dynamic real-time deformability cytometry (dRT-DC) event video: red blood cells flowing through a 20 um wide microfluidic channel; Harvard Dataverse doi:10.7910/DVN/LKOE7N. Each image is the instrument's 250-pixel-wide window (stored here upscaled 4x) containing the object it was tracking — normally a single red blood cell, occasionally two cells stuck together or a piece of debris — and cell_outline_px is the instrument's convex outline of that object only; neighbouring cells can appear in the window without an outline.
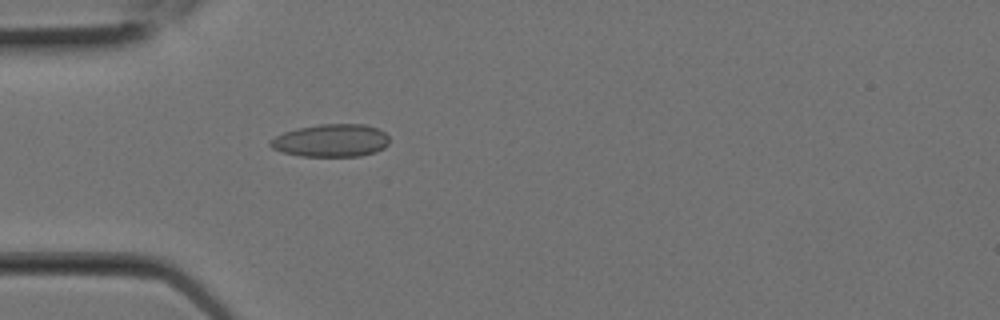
{"species": "Egyptian fruit bat (a non-hibernating species)", "species_latin": "Rousettus aegyptiacus", "temperature_condition": "room temperature", "stored_images_in_passage": 1, "camera_frame_rate_fps": 3000, "um_per_image_px": 0.085, "animal": {"sex": "female"}, "frame": {"image": 1, "passage_image": 1, "time_ms": 0.0, "image_size_px": [1000, 320], "cell_outline_px": [[388, 144], [384, 148], [376, 152], [360, 156], [300, 156], [280, 152], [272, 148], [268, 144], [268, 140], [284, 132], [296, 128], [320, 124], [364, 124], [376, 128], [384, 132], [388, 136]], "centroid_in_image_um": [28.11, 11.95], "position_along_channel_um": 56.9, "area_um2": 22.89}}